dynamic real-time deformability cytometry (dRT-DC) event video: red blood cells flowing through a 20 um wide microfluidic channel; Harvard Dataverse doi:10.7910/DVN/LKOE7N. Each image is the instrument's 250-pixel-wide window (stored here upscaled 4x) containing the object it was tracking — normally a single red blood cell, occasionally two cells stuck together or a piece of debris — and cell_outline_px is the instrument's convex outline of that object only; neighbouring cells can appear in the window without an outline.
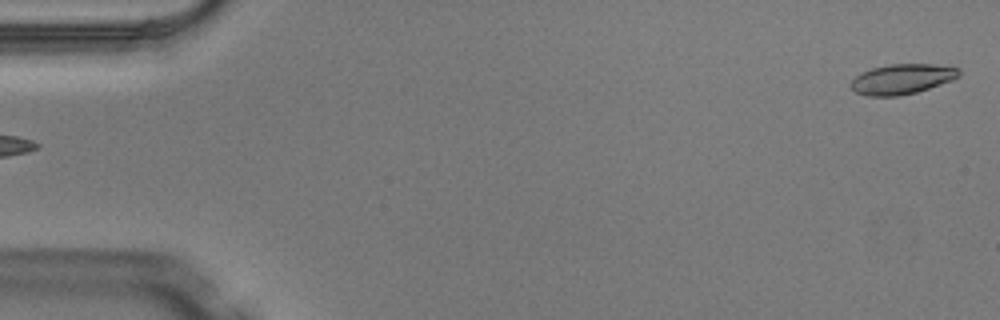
{"species": "Egyptian fruit bat (a non-hibernating species)", "species_latin": "Rousettus aegyptiacus", "temperature_condition": "warm", "stored_images_in_passage": 5, "segment_of_instrument_passage": [2, 2], "camera_frame_rate_fps": 3000, "um_per_image_px": 0.085, "animal": {"sex": "male"}, "frame": {"image": 1, "passage_image": 5, "time_ms": 1.333, "image_size_px": [1000, 320], "cell_outline_px": [[960, 76], [952, 80], [916, 92], [900, 96], [868, 96], [856, 92], [852, 88], [852, 80], [856, 76], [872, 68], [892, 64], [936, 64], [960, 68]], "centroid_in_image_um": [76.71, 6.72], "position_along_channel_um": 8.3, "area_um2": 18.79}}